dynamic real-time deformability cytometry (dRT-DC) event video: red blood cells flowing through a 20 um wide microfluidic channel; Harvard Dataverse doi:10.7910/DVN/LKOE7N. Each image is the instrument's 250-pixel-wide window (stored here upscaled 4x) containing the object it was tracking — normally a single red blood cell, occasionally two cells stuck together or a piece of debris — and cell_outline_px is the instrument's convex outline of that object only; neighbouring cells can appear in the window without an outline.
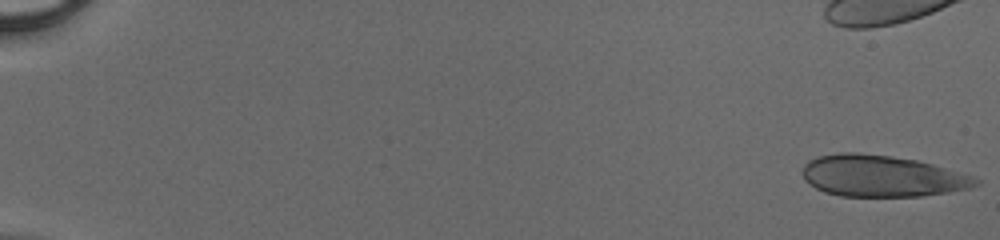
{"species": "human", "species_latin": "Homo sapiens", "temperature_condition": "cold", "stored_images_in_passage": 49, "camera_frame_rate_fps": 3000, "um_per_image_px": 0.085, "donor": {"sex": "male"}, "frame": {"image": 1, "passage_image": 1, "time_ms": 0.0, "image_size_px": [1000, 240], "cell_outline_px": [[980, 184], [972, 188], [924, 196], [840, 196], [824, 192], [808, 184], [804, 180], [804, 164], [808, 160], [820, 156], [840, 152], [860, 152], [892, 156], [916, 160], [932, 164], [972, 176], [980, 180]], "centroid_in_image_um": [74.95, 14.96], "position_along_channel_um": 10.0, "area_um2": 41.96}}